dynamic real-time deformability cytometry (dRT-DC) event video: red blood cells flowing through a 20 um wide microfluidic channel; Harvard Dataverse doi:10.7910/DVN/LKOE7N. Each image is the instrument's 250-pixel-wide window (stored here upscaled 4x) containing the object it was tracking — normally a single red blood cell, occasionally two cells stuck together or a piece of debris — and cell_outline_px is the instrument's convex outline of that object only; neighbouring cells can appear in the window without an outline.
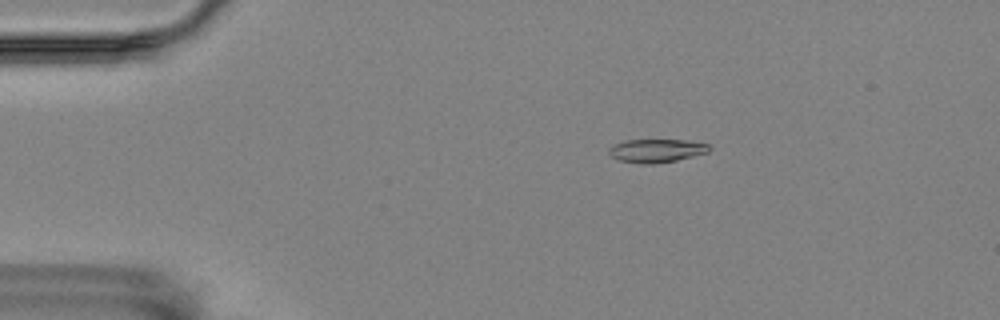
{"species": "Egyptian fruit bat (a non-hibernating species)", "species_latin": "Rousettus aegyptiacus", "temperature_condition": "room temperature", "stored_images_in_passage": 57, "camera_frame_rate_fps": 3000, "um_per_image_px": 0.085, "animal": {"sex": "female"}, "frame": {"image": 1, "passage_image": 11, "time_ms": 3.333, "image_size_px": [1000, 320], "cell_outline_px": [[712, 148], [708, 152], [676, 160], [652, 164], [640, 164], [620, 160], [612, 156], [608, 152], [608, 148], [616, 144], [628, 140], [684, 140], [708, 144]], "centroid_in_image_um": [55.81, 12.81], "position_along_channel_um": 29.2, "area_um2": 13.47}}
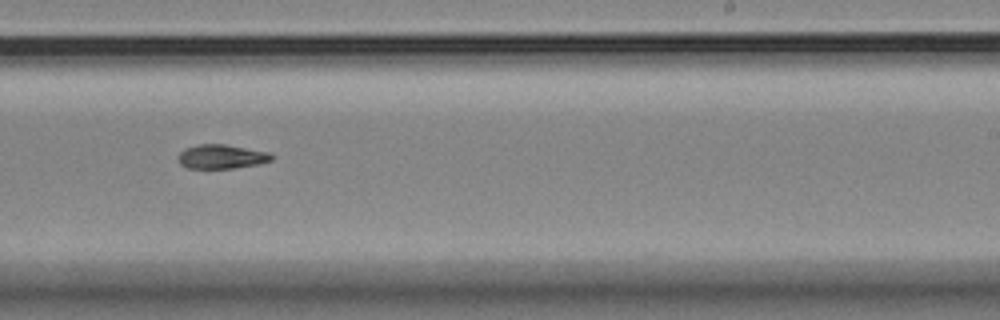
{"frame": {"image": 2, "passage_image": 36, "time_ms": 11.667, "image_size_px": [1000, 320], "cell_outline_px": [[276, 156], [272, 160], [256, 164], [232, 168], [188, 168], [180, 164], [176, 160], [180, 152], [184, 148], [196, 144], [224, 144], [272, 152]], "centroid_in_image_um": [18.83, 13.3], "position_along_channel_um": 270.2, "area_um2": 13.35}}
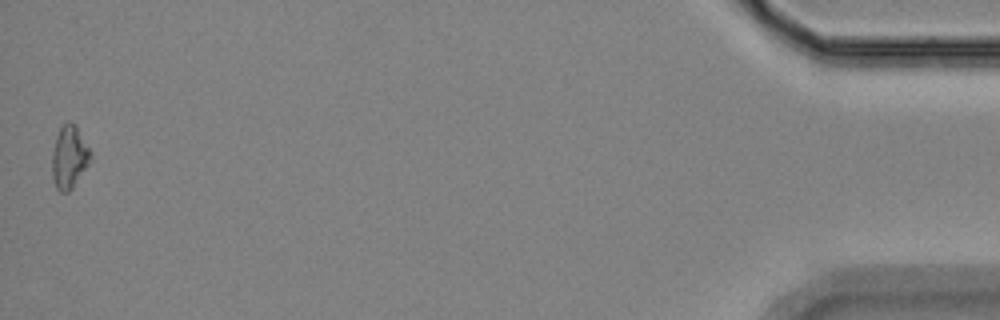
{"frame": {"image": 3, "passage_image": 57, "time_ms": 18.667, "image_size_px": [1000, 320], "cell_outline_px": [[92, 160], [72, 188], [68, 192], [60, 192], [56, 188], [52, 176], [52, 152], [56, 136], [60, 128], [68, 120], [76, 124], [92, 156]], "centroid_in_image_um": [5.88, 13.35], "position_along_channel_um": 429.3, "area_um2": 14.1}}